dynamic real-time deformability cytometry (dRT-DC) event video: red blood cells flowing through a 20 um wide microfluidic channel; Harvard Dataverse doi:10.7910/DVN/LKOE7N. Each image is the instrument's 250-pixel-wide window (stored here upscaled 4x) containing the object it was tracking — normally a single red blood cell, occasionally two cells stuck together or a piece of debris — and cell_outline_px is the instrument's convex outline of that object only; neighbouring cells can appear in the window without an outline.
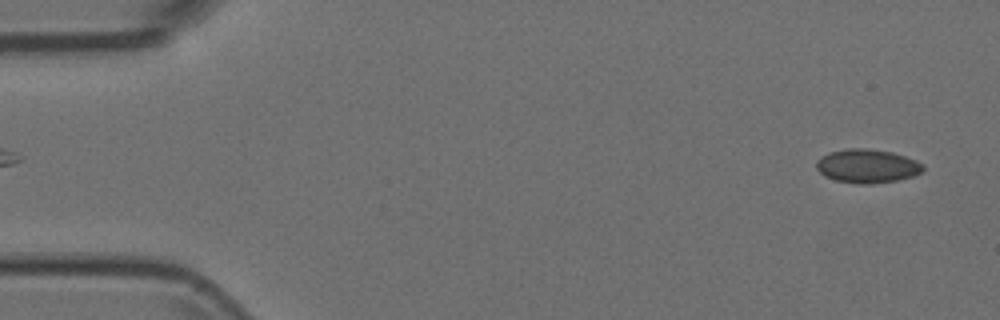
{"species": "Egyptian fruit bat (a non-hibernating species)", "species_latin": "Rousettus aegyptiacus", "temperature_condition": "room temperature", "stored_images_in_passage": 49, "camera_frame_rate_fps": 3000, "um_per_image_px": 0.085, "animal": {"sex": "female"}, "frame": {"image": 1, "passage_image": 2, "time_ms": 0.333, "image_size_px": [1000, 320], "cell_outline_px": [[924, 172], [912, 176], [896, 180], [872, 184], [860, 184], [836, 180], [824, 176], [816, 168], [816, 160], [820, 156], [828, 152], [848, 148], [868, 148], [892, 152], [916, 160], [924, 164]], "centroid_in_image_um": [73.7, 14.1], "position_along_channel_um": 11.3, "area_um2": 21.15}}
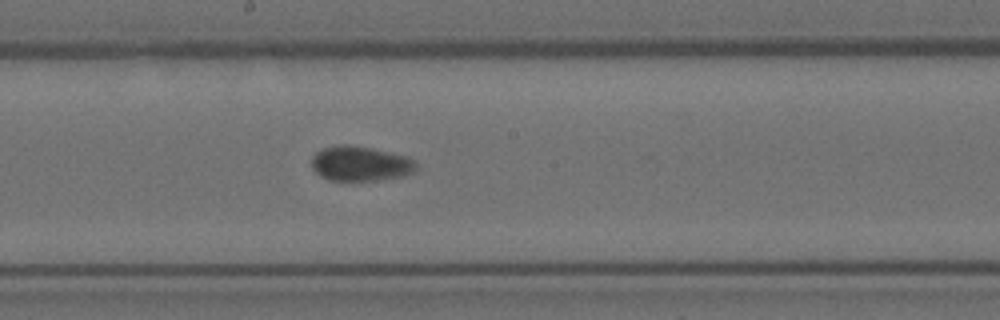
{"frame": {"image": 2, "passage_image": 28, "time_ms": 9.0, "image_size_px": [1000, 320], "cell_outline_px": [[416, 168], [412, 172], [404, 176], [380, 180], [328, 180], [320, 176], [312, 168], [312, 156], [316, 152], [324, 148], [340, 144], [348, 144], [372, 148], [408, 156], [416, 164]], "centroid_in_image_um": [30.62, 13.9], "position_along_channel_um": 217.6, "area_um2": 21.27}}
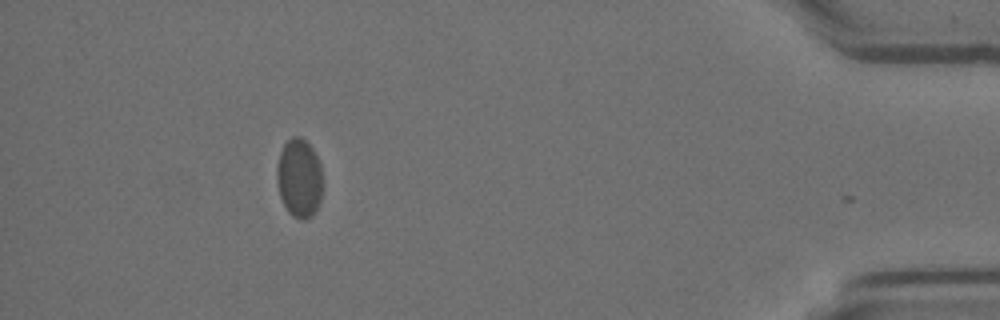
{"frame": {"image": 3, "passage_image": 48, "time_ms": 15.667, "image_size_px": [1000, 320], "cell_outline_px": [[324, 184], [320, 200], [312, 216], [304, 220], [300, 220], [292, 216], [288, 212], [280, 196], [276, 180], [276, 164], [280, 152], [284, 144], [292, 136], [300, 136], [312, 148], [320, 164], [324, 180]], "centroid_in_image_um": [25.44, 15.15], "position_along_channel_um": 409.8, "area_um2": 21.44}}